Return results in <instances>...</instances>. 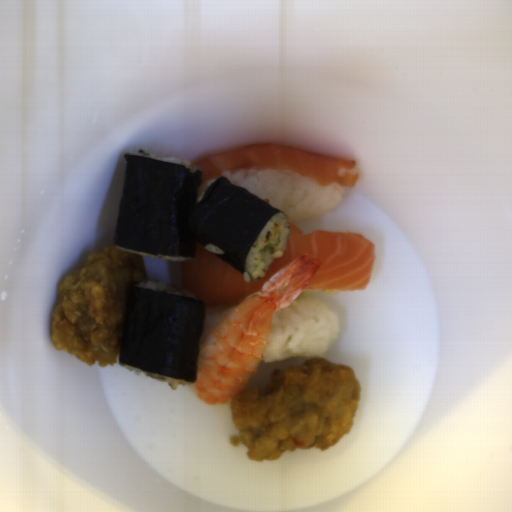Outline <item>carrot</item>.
Here are the masks:
<instances>
[{
  "mask_svg": "<svg viewBox=\"0 0 512 512\" xmlns=\"http://www.w3.org/2000/svg\"><path fill=\"white\" fill-rule=\"evenodd\" d=\"M271 236H272V234H271V232L269 231V232L267 233L266 237H265V242L270 241Z\"/></svg>",
  "mask_w": 512,
  "mask_h": 512,
  "instance_id": "carrot-1",
  "label": "carrot"
}]
</instances>
